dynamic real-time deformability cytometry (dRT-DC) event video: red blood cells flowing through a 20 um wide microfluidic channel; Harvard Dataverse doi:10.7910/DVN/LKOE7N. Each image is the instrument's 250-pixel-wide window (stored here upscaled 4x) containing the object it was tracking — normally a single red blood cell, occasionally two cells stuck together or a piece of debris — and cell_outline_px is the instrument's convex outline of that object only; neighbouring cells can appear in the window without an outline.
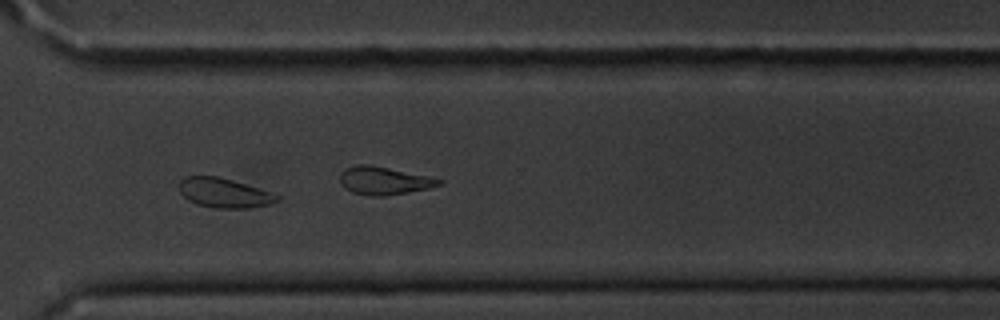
{"species": "common noctule bat (a hibernating species)", "species_latin": "Nyctalus noctula", "temperature_condition": "cold", "stored_images_in_passage": 54, "camera_frame_rate_fps": 3000, "um_per_image_px": 0.085, "animal": {"sex": "male", "body_mass_g": 20.1, "forearm_length_mm": 53.5}, "frame": {"image": 1, "passage_image": 40, "time_ms": 13.0, "image_size_px": [1000, 320], "cell_outline_px": [[280, 200], [268, 204], [248, 208], [216, 208], [196, 204], [188, 200], [180, 192], [180, 180], [184, 176], [216, 176], [232, 180], [280, 196]], "centroid_in_image_um": [19.01, 16.4], "position_along_channel_um": 351.6, "area_um2": 16.53}}
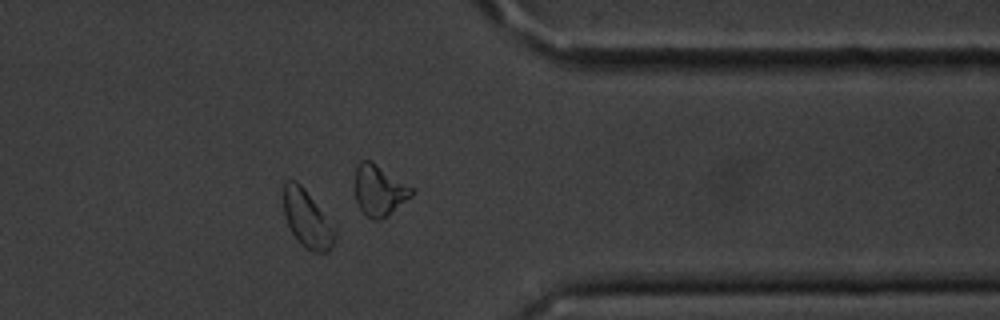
{"frame": {"image": 2, "passage_image": 44, "time_ms": 14.333, "image_size_px": [1000, 320], "cell_outline_px": [[336, 240], [332, 248], [328, 252], [316, 252], [304, 248], [300, 244], [292, 232], [288, 224], [284, 212], [284, 184], [288, 180], [296, 180], [304, 188], [336, 236]], "centroid_in_image_um": [26.06, 18.65], "position_along_channel_um": 385.3, "area_um2": 16.24}, "authors_computed_cell_mechanics": {"area_um2": 17.2533, "velocity_mm_per_s": 3.5824, "shape_relaxation_time_tau1_ms": 1.7992, "shape_relaxation_time_tau2_ms": null, "deformation_change_tau1": 0.067, "deformation_change_tau2": null}}